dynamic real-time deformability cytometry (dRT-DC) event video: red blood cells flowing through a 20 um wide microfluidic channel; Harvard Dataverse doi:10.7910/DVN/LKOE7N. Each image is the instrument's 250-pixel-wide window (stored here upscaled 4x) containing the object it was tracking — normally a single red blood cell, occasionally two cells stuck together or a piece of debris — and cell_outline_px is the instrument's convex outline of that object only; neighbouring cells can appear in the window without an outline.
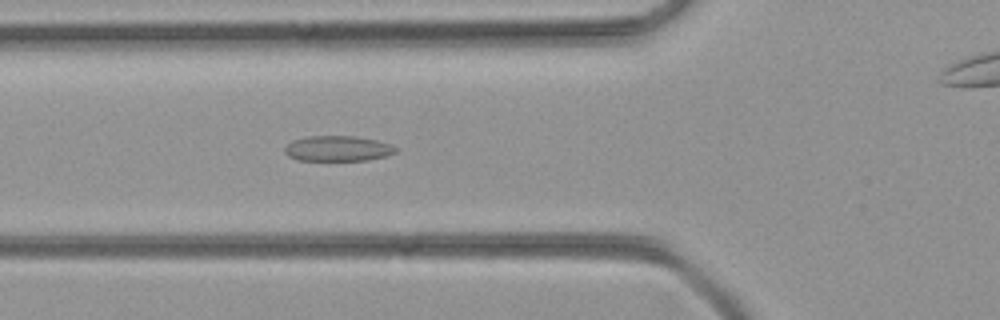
{"species": "common noctule bat (a hibernating species)", "species_latin": "Nyctalus noctula", "temperature_condition": "room temperature", "stored_images_in_passage": 49, "camera_frame_rate_fps": 3000, "um_per_image_px": 0.085, "animal": {"sex": "female", "body_mass_g": 21.9}, "frame": {"image": 1, "passage_image": 17, "time_ms": 5.333, "image_size_px": [1000, 320], "cell_outline_px": [[400, 148], [396, 152], [388, 156], [368, 160], [296, 160], [288, 156], [284, 152], [284, 148], [292, 140], [308, 136], [356, 136], [376, 140], [392, 144]], "centroid_in_image_um": [28.75, 12.62], "position_along_channel_um": 97.1, "area_um2": 16.65}}
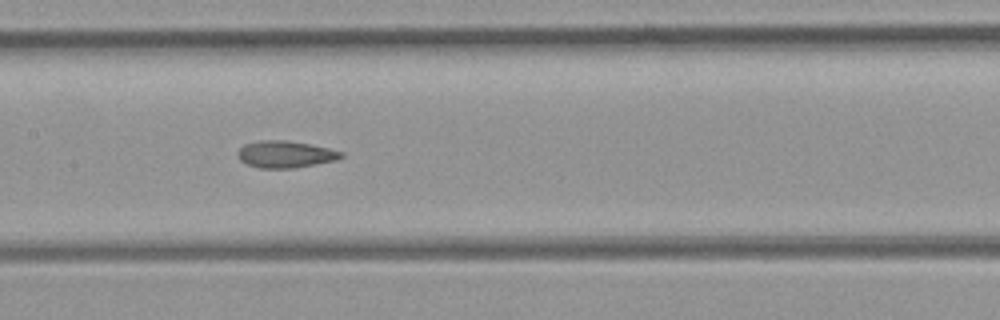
{"frame": {"image": 2, "passage_image": 23, "time_ms": 7.333, "image_size_px": [1000, 320], "cell_outline_px": [[344, 156], [336, 160], [316, 164], [292, 168], [260, 168], [248, 164], [240, 160], [236, 156], [236, 152], [244, 144], [260, 140], [288, 140], [312, 144], [344, 152]], "centroid_in_image_um": [24.25, 13.1], "position_along_channel_um": 183.1, "area_um2": 16.36}}
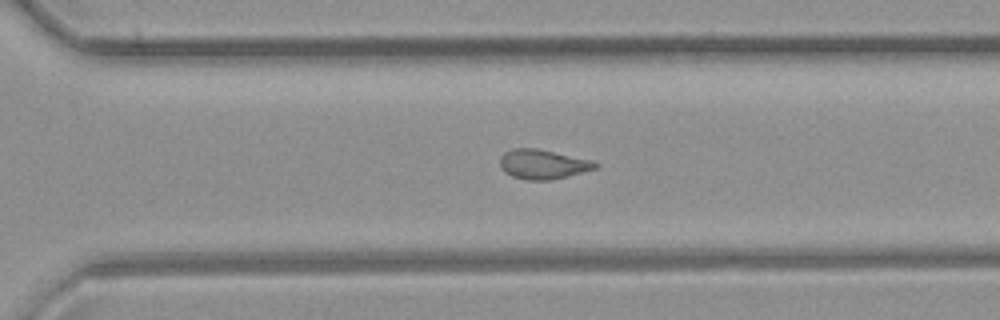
{"frame": {"image": 3, "passage_image": 33, "time_ms": 10.667, "image_size_px": [1000, 320], "cell_outline_px": [[600, 164], [596, 168], [568, 176], [552, 180], [524, 180], [512, 176], [504, 172], [500, 168], [500, 156], [504, 152], [512, 148], [536, 148], [592, 160]], "centroid_in_image_um": [46.11, 13.96], "position_along_channel_um": 324.5, "area_um2": 16.53}}